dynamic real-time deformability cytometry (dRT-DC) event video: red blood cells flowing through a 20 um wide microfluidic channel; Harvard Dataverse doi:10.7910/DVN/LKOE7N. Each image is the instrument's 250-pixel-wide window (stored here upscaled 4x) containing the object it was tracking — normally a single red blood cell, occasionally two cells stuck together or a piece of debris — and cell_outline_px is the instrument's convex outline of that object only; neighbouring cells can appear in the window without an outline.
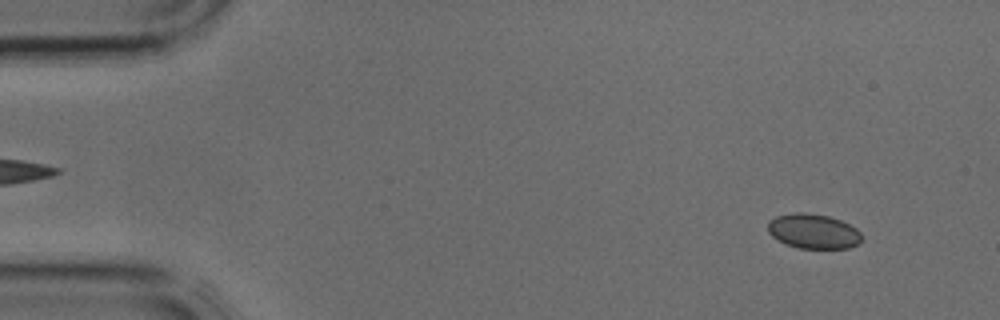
{"species": "common noctule bat (a hibernating species)", "species_latin": "Nyctalus noctula", "temperature_condition": "cold", "stored_images_in_passage": 3, "segment_of_instrument_passage": [2, 2], "camera_frame_rate_fps": 3000, "um_per_image_px": 0.085, "animal": {"sex": "male", "body_mass_g": 17.9, "forearm_length_mm": 54.2}, "frame": {"image": 1, "passage_image": 3, "time_ms": 0.667, "image_size_px": [1000, 320], "cell_outline_px": [[860, 244], [848, 248], [800, 248], [784, 244], [772, 236], [768, 232], [768, 220], [776, 216], [792, 212], [804, 212], [828, 216], [840, 220], [856, 228], [860, 232]], "centroid_in_image_um": [69.1, 19.65], "position_along_channel_um": 15.9, "area_um2": 19.07}}